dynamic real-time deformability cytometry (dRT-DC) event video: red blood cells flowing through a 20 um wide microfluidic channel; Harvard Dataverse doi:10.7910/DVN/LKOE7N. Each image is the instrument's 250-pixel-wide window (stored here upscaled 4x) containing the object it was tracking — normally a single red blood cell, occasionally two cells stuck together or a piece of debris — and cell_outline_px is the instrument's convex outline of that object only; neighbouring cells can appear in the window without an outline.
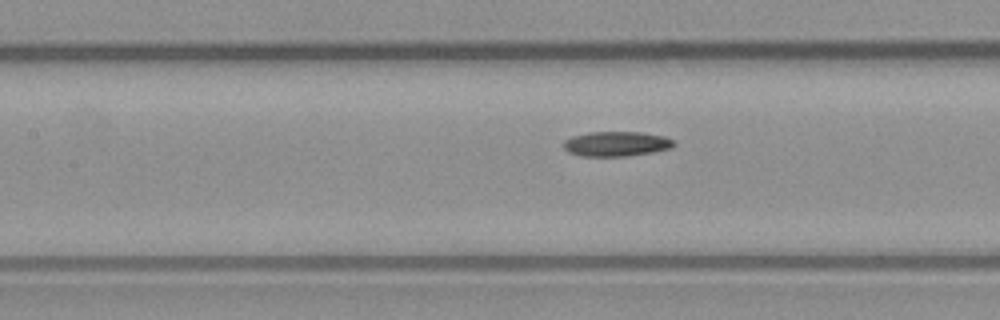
{"species": "common noctule bat (a hibernating species)", "species_latin": "Nyctalus noctula", "temperature_condition": "warm", "stored_images_in_passage": 15, "camera_frame_rate_fps": 3000, "um_per_image_px": 0.085, "animal": {"sex": "male", "body_mass_g": 23.1, "forearm_length_mm": 52.7}, "frame": {"image": 1, "passage_image": 13, "time_ms": 4.0, "image_size_px": [1000, 320], "cell_outline_px": [[676, 144], [672, 148], [652, 152], [628, 156], [580, 156], [568, 152], [564, 148], [564, 140], [572, 136], [588, 132], [640, 132], [664, 136], [672, 140]], "centroid_in_image_um": [52.38, 12.23], "position_along_channel_um": 155.0, "area_um2": 16.01}}